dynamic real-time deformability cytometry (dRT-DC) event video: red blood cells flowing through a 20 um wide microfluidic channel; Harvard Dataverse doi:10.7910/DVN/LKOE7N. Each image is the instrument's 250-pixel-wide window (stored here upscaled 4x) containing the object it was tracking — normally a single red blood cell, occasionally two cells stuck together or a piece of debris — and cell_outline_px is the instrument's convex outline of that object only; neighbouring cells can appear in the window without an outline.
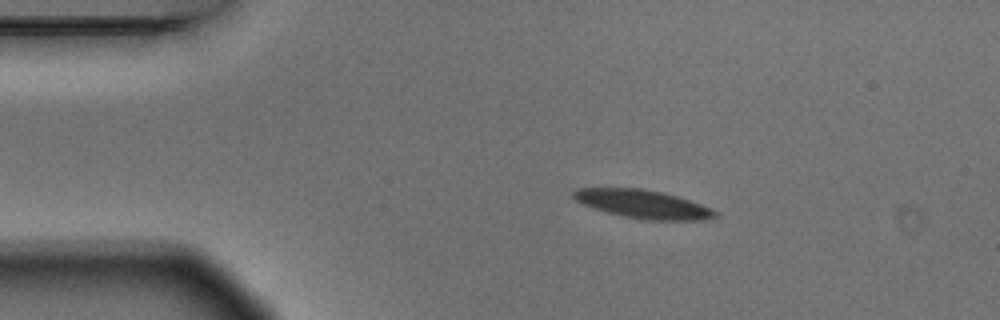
{"species": "Egyptian fruit bat (a non-hibernating species)", "species_latin": "Rousettus aegyptiacus", "temperature_condition": "warm", "stored_images_in_passage": 6, "camera_frame_rate_fps": 3000, "um_per_image_px": 0.085, "animal": {"sex": "male"}, "frame": {"image": 1, "passage_image": 1, "time_ms": 0.0, "image_size_px": [1000, 320], "cell_outline_px": [[720, 216], [708, 220], [644, 220], [624, 216], [592, 208], [576, 200], [572, 196], [572, 192], [576, 188], [644, 188], [664, 192], [712, 208], [720, 212]], "centroid_in_image_um": [54.71, 17.35], "position_along_channel_um": 30.3, "area_um2": 23.64}}
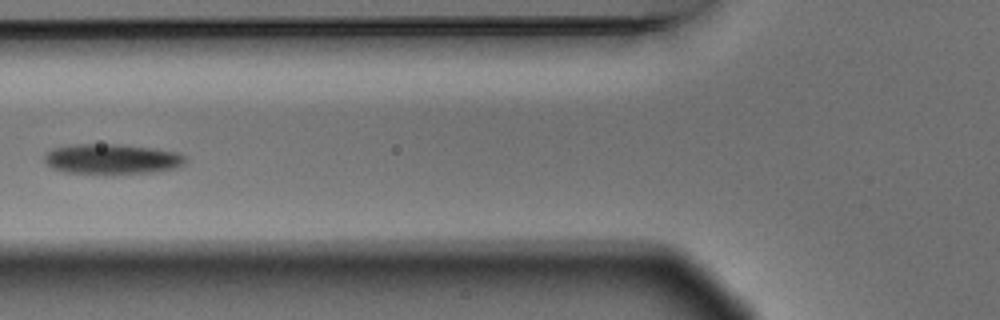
{"frame": {"image": 2, "passage_image": 4, "time_ms": 1.0, "image_size_px": [1000, 320], "cell_outline_px": [[188, 160], [184, 164], [176, 168], [152, 172], [64, 172], [52, 168], [44, 160], [44, 156], [52, 148], [72, 144], [120, 144], [152, 148], [180, 152]], "centroid_in_image_um": [9.54, 13.48], "position_along_channel_um": 116.3, "area_um2": 24.39}}
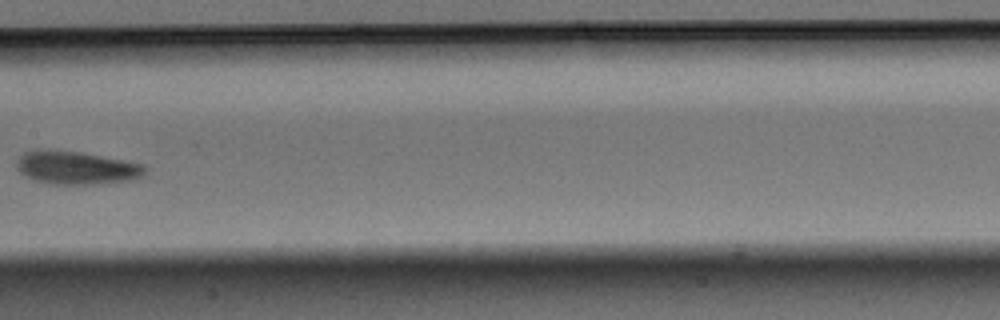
{"frame": {"image": 3, "passage_image": 6, "time_ms": 1.667, "image_size_px": [1000, 320], "cell_outline_px": [[148, 172], [132, 180], [88, 184], [52, 184], [32, 180], [20, 172], [20, 156], [24, 152], [80, 152], [124, 160], [144, 164], [148, 168]], "centroid_in_image_um": [6.62, 14.3], "position_along_channel_um": 200.8, "area_um2": 23.87}}